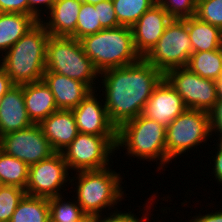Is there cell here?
I'll list each match as a JSON object with an SVG mask.
<instances>
[{
  "label": "cell",
  "mask_w": 222,
  "mask_h": 222,
  "mask_svg": "<svg viewBox=\"0 0 222 222\" xmlns=\"http://www.w3.org/2000/svg\"><path fill=\"white\" fill-rule=\"evenodd\" d=\"M164 74L141 58L133 64L100 73L98 92L110 121L118 128L142 114L145 104ZM101 90H100V88Z\"/></svg>",
  "instance_id": "obj_1"
},
{
  "label": "cell",
  "mask_w": 222,
  "mask_h": 222,
  "mask_svg": "<svg viewBox=\"0 0 222 222\" xmlns=\"http://www.w3.org/2000/svg\"><path fill=\"white\" fill-rule=\"evenodd\" d=\"M113 165L99 170H82L74 172V175L70 174V188L74 189L71 194L76 195L74 199L89 218L118 209L117 204L120 205L127 197L126 189H123L125 187L122 185L125 174L117 173L112 168Z\"/></svg>",
  "instance_id": "obj_2"
},
{
  "label": "cell",
  "mask_w": 222,
  "mask_h": 222,
  "mask_svg": "<svg viewBox=\"0 0 222 222\" xmlns=\"http://www.w3.org/2000/svg\"><path fill=\"white\" fill-rule=\"evenodd\" d=\"M124 149V157L133 160L136 157V161H146L151 165L156 161V172L166 171L167 164L172 163L166 154V127L142 114L117 128L116 152Z\"/></svg>",
  "instance_id": "obj_3"
},
{
  "label": "cell",
  "mask_w": 222,
  "mask_h": 222,
  "mask_svg": "<svg viewBox=\"0 0 222 222\" xmlns=\"http://www.w3.org/2000/svg\"><path fill=\"white\" fill-rule=\"evenodd\" d=\"M50 34L39 21L0 57V66L14 85L34 83L46 71V45Z\"/></svg>",
  "instance_id": "obj_4"
},
{
  "label": "cell",
  "mask_w": 222,
  "mask_h": 222,
  "mask_svg": "<svg viewBox=\"0 0 222 222\" xmlns=\"http://www.w3.org/2000/svg\"><path fill=\"white\" fill-rule=\"evenodd\" d=\"M79 41L99 73L133 64L142 58L136 51L131 28L127 26L103 29Z\"/></svg>",
  "instance_id": "obj_5"
},
{
  "label": "cell",
  "mask_w": 222,
  "mask_h": 222,
  "mask_svg": "<svg viewBox=\"0 0 222 222\" xmlns=\"http://www.w3.org/2000/svg\"><path fill=\"white\" fill-rule=\"evenodd\" d=\"M46 71L81 81L92 91L98 89L100 73L84 53L80 41L74 37L50 36L48 38Z\"/></svg>",
  "instance_id": "obj_6"
},
{
  "label": "cell",
  "mask_w": 222,
  "mask_h": 222,
  "mask_svg": "<svg viewBox=\"0 0 222 222\" xmlns=\"http://www.w3.org/2000/svg\"><path fill=\"white\" fill-rule=\"evenodd\" d=\"M212 138L210 113L204 110L186 109L166 128V154L172 162L195 148H204ZM207 143V144H206ZM199 146V148H198Z\"/></svg>",
  "instance_id": "obj_7"
},
{
  "label": "cell",
  "mask_w": 222,
  "mask_h": 222,
  "mask_svg": "<svg viewBox=\"0 0 222 222\" xmlns=\"http://www.w3.org/2000/svg\"><path fill=\"white\" fill-rule=\"evenodd\" d=\"M116 142L117 135H93L79 132L61 153L70 173L99 170L114 163Z\"/></svg>",
  "instance_id": "obj_8"
},
{
  "label": "cell",
  "mask_w": 222,
  "mask_h": 222,
  "mask_svg": "<svg viewBox=\"0 0 222 222\" xmlns=\"http://www.w3.org/2000/svg\"><path fill=\"white\" fill-rule=\"evenodd\" d=\"M191 54L192 44L186 18L172 19L144 59L165 74L171 69L186 67Z\"/></svg>",
  "instance_id": "obj_9"
},
{
  "label": "cell",
  "mask_w": 222,
  "mask_h": 222,
  "mask_svg": "<svg viewBox=\"0 0 222 222\" xmlns=\"http://www.w3.org/2000/svg\"><path fill=\"white\" fill-rule=\"evenodd\" d=\"M69 174L62 153L55 152L49 158L29 166L25 192L31 196L51 198L64 195L66 191L68 196L66 188L70 185Z\"/></svg>",
  "instance_id": "obj_10"
},
{
  "label": "cell",
  "mask_w": 222,
  "mask_h": 222,
  "mask_svg": "<svg viewBox=\"0 0 222 222\" xmlns=\"http://www.w3.org/2000/svg\"><path fill=\"white\" fill-rule=\"evenodd\" d=\"M164 78L182 97L187 109L211 112L217 101L215 80L202 78L187 67L174 68Z\"/></svg>",
  "instance_id": "obj_11"
},
{
  "label": "cell",
  "mask_w": 222,
  "mask_h": 222,
  "mask_svg": "<svg viewBox=\"0 0 222 222\" xmlns=\"http://www.w3.org/2000/svg\"><path fill=\"white\" fill-rule=\"evenodd\" d=\"M0 150L28 166L37 164L55 153L39 124L0 136Z\"/></svg>",
  "instance_id": "obj_12"
},
{
  "label": "cell",
  "mask_w": 222,
  "mask_h": 222,
  "mask_svg": "<svg viewBox=\"0 0 222 222\" xmlns=\"http://www.w3.org/2000/svg\"><path fill=\"white\" fill-rule=\"evenodd\" d=\"M97 91H92L76 108L72 109L78 132L117 135V127L110 121L104 100Z\"/></svg>",
  "instance_id": "obj_13"
},
{
  "label": "cell",
  "mask_w": 222,
  "mask_h": 222,
  "mask_svg": "<svg viewBox=\"0 0 222 222\" xmlns=\"http://www.w3.org/2000/svg\"><path fill=\"white\" fill-rule=\"evenodd\" d=\"M172 18L157 2L131 27L134 45L144 58L157 44Z\"/></svg>",
  "instance_id": "obj_14"
},
{
  "label": "cell",
  "mask_w": 222,
  "mask_h": 222,
  "mask_svg": "<svg viewBox=\"0 0 222 222\" xmlns=\"http://www.w3.org/2000/svg\"><path fill=\"white\" fill-rule=\"evenodd\" d=\"M186 109L182 97L163 78L145 104L142 115L167 128Z\"/></svg>",
  "instance_id": "obj_15"
},
{
  "label": "cell",
  "mask_w": 222,
  "mask_h": 222,
  "mask_svg": "<svg viewBox=\"0 0 222 222\" xmlns=\"http://www.w3.org/2000/svg\"><path fill=\"white\" fill-rule=\"evenodd\" d=\"M42 80L52 91L57 109L61 110L76 108L92 92L85 83L55 72L45 71Z\"/></svg>",
  "instance_id": "obj_16"
},
{
  "label": "cell",
  "mask_w": 222,
  "mask_h": 222,
  "mask_svg": "<svg viewBox=\"0 0 222 222\" xmlns=\"http://www.w3.org/2000/svg\"><path fill=\"white\" fill-rule=\"evenodd\" d=\"M25 107L23 85H14L0 104V136L32 126Z\"/></svg>",
  "instance_id": "obj_17"
},
{
  "label": "cell",
  "mask_w": 222,
  "mask_h": 222,
  "mask_svg": "<svg viewBox=\"0 0 222 222\" xmlns=\"http://www.w3.org/2000/svg\"><path fill=\"white\" fill-rule=\"evenodd\" d=\"M54 152L61 153L78 135L72 110L58 109L40 124Z\"/></svg>",
  "instance_id": "obj_18"
},
{
  "label": "cell",
  "mask_w": 222,
  "mask_h": 222,
  "mask_svg": "<svg viewBox=\"0 0 222 222\" xmlns=\"http://www.w3.org/2000/svg\"><path fill=\"white\" fill-rule=\"evenodd\" d=\"M81 5V0H57L40 22L50 36L76 39V25Z\"/></svg>",
  "instance_id": "obj_19"
},
{
  "label": "cell",
  "mask_w": 222,
  "mask_h": 222,
  "mask_svg": "<svg viewBox=\"0 0 222 222\" xmlns=\"http://www.w3.org/2000/svg\"><path fill=\"white\" fill-rule=\"evenodd\" d=\"M25 107L33 124H40L57 109L54 96L43 80L23 84Z\"/></svg>",
  "instance_id": "obj_20"
},
{
  "label": "cell",
  "mask_w": 222,
  "mask_h": 222,
  "mask_svg": "<svg viewBox=\"0 0 222 222\" xmlns=\"http://www.w3.org/2000/svg\"><path fill=\"white\" fill-rule=\"evenodd\" d=\"M37 23L32 15L0 12V57Z\"/></svg>",
  "instance_id": "obj_21"
},
{
  "label": "cell",
  "mask_w": 222,
  "mask_h": 222,
  "mask_svg": "<svg viewBox=\"0 0 222 222\" xmlns=\"http://www.w3.org/2000/svg\"><path fill=\"white\" fill-rule=\"evenodd\" d=\"M192 53L222 48V30L192 16L186 18Z\"/></svg>",
  "instance_id": "obj_22"
},
{
  "label": "cell",
  "mask_w": 222,
  "mask_h": 222,
  "mask_svg": "<svg viewBox=\"0 0 222 222\" xmlns=\"http://www.w3.org/2000/svg\"><path fill=\"white\" fill-rule=\"evenodd\" d=\"M186 67L202 78L218 79L222 75V48L192 53Z\"/></svg>",
  "instance_id": "obj_23"
},
{
  "label": "cell",
  "mask_w": 222,
  "mask_h": 222,
  "mask_svg": "<svg viewBox=\"0 0 222 222\" xmlns=\"http://www.w3.org/2000/svg\"><path fill=\"white\" fill-rule=\"evenodd\" d=\"M10 222H50L48 198L25 194Z\"/></svg>",
  "instance_id": "obj_24"
},
{
  "label": "cell",
  "mask_w": 222,
  "mask_h": 222,
  "mask_svg": "<svg viewBox=\"0 0 222 222\" xmlns=\"http://www.w3.org/2000/svg\"><path fill=\"white\" fill-rule=\"evenodd\" d=\"M72 197L61 195L48 198L50 222H85L89 218Z\"/></svg>",
  "instance_id": "obj_25"
},
{
  "label": "cell",
  "mask_w": 222,
  "mask_h": 222,
  "mask_svg": "<svg viewBox=\"0 0 222 222\" xmlns=\"http://www.w3.org/2000/svg\"><path fill=\"white\" fill-rule=\"evenodd\" d=\"M29 166L21 160L0 150V185L26 189Z\"/></svg>",
  "instance_id": "obj_26"
},
{
  "label": "cell",
  "mask_w": 222,
  "mask_h": 222,
  "mask_svg": "<svg viewBox=\"0 0 222 222\" xmlns=\"http://www.w3.org/2000/svg\"><path fill=\"white\" fill-rule=\"evenodd\" d=\"M120 26L132 27L157 0H112Z\"/></svg>",
  "instance_id": "obj_27"
},
{
  "label": "cell",
  "mask_w": 222,
  "mask_h": 222,
  "mask_svg": "<svg viewBox=\"0 0 222 222\" xmlns=\"http://www.w3.org/2000/svg\"><path fill=\"white\" fill-rule=\"evenodd\" d=\"M103 30L99 21L98 9L95 5L82 2L76 25V39L80 40L88 35Z\"/></svg>",
  "instance_id": "obj_28"
},
{
  "label": "cell",
  "mask_w": 222,
  "mask_h": 222,
  "mask_svg": "<svg viewBox=\"0 0 222 222\" xmlns=\"http://www.w3.org/2000/svg\"><path fill=\"white\" fill-rule=\"evenodd\" d=\"M25 194V190L20 187L0 185V222H10Z\"/></svg>",
  "instance_id": "obj_29"
},
{
  "label": "cell",
  "mask_w": 222,
  "mask_h": 222,
  "mask_svg": "<svg viewBox=\"0 0 222 222\" xmlns=\"http://www.w3.org/2000/svg\"><path fill=\"white\" fill-rule=\"evenodd\" d=\"M195 17L222 30V0H197Z\"/></svg>",
  "instance_id": "obj_30"
},
{
  "label": "cell",
  "mask_w": 222,
  "mask_h": 222,
  "mask_svg": "<svg viewBox=\"0 0 222 222\" xmlns=\"http://www.w3.org/2000/svg\"><path fill=\"white\" fill-rule=\"evenodd\" d=\"M172 19L195 16L197 0H157Z\"/></svg>",
  "instance_id": "obj_31"
},
{
  "label": "cell",
  "mask_w": 222,
  "mask_h": 222,
  "mask_svg": "<svg viewBox=\"0 0 222 222\" xmlns=\"http://www.w3.org/2000/svg\"><path fill=\"white\" fill-rule=\"evenodd\" d=\"M152 195H151V197L149 196V198H147V200H146V202L142 205L143 206V208H142V210L141 211H143V212H140V211H138L139 213H142V215L141 214H139V216H140V218H139V216L138 215H136V213L134 214L132 211H129L130 209L128 208V212H126V211H122V222H150L151 221V219L153 220V221H151V222H161L160 220H158V219H160L159 217L161 216V215H159L158 214V218H157V220L155 221L154 219H153V217L152 216H154L155 214H151V212H154L153 210L155 209V207H157L156 205L154 206V208L152 207L154 204H155V202H156V199L157 198H159V199H161L162 200V198H160L159 196L160 195H156L157 193H155L154 194V192L153 193H151ZM157 197V198H156ZM153 198H155V199H153ZM149 204V205H148ZM145 206V207H144ZM153 208V209H152ZM144 209V210H143ZM152 210V211H151ZM149 211V212H148ZM152 215V216H151ZM143 216V217H142ZM151 217V218H150Z\"/></svg>",
  "instance_id": "obj_32"
},
{
  "label": "cell",
  "mask_w": 222,
  "mask_h": 222,
  "mask_svg": "<svg viewBox=\"0 0 222 222\" xmlns=\"http://www.w3.org/2000/svg\"><path fill=\"white\" fill-rule=\"evenodd\" d=\"M95 9H98L99 21L103 29L120 26L117 21L112 0H104L96 4Z\"/></svg>",
  "instance_id": "obj_33"
},
{
  "label": "cell",
  "mask_w": 222,
  "mask_h": 222,
  "mask_svg": "<svg viewBox=\"0 0 222 222\" xmlns=\"http://www.w3.org/2000/svg\"><path fill=\"white\" fill-rule=\"evenodd\" d=\"M56 1L57 0H28L29 15H32L38 22L41 21Z\"/></svg>",
  "instance_id": "obj_34"
},
{
  "label": "cell",
  "mask_w": 222,
  "mask_h": 222,
  "mask_svg": "<svg viewBox=\"0 0 222 222\" xmlns=\"http://www.w3.org/2000/svg\"><path fill=\"white\" fill-rule=\"evenodd\" d=\"M214 145L215 147V151L213 152L215 154H213V156L210 157L209 161L213 162V164L210 162V164L212 165V172L210 174V176H213L216 180H214V182L216 181L218 183V185H222V141L218 140V142L215 144H213V149H214ZM212 158V160H211Z\"/></svg>",
  "instance_id": "obj_35"
},
{
  "label": "cell",
  "mask_w": 222,
  "mask_h": 222,
  "mask_svg": "<svg viewBox=\"0 0 222 222\" xmlns=\"http://www.w3.org/2000/svg\"><path fill=\"white\" fill-rule=\"evenodd\" d=\"M0 12L29 15L28 0H0Z\"/></svg>",
  "instance_id": "obj_36"
},
{
  "label": "cell",
  "mask_w": 222,
  "mask_h": 222,
  "mask_svg": "<svg viewBox=\"0 0 222 222\" xmlns=\"http://www.w3.org/2000/svg\"><path fill=\"white\" fill-rule=\"evenodd\" d=\"M211 132L213 139L222 141V101L217 102L215 108L210 112ZM218 138V139H217Z\"/></svg>",
  "instance_id": "obj_37"
},
{
  "label": "cell",
  "mask_w": 222,
  "mask_h": 222,
  "mask_svg": "<svg viewBox=\"0 0 222 222\" xmlns=\"http://www.w3.org/2000/svg\"><path fill=\"white\" fill-rule=\"evenodd\" d=\"M205 212V213H204ZM195 216L191 217L189 216L188 221L189 222H222V208L219 207V210H212V212L207 210H203V213L201 214V212H199L197 214V212H195ZM187 220H185L184 222H186ZM187 221V222H188ZM179 222V220H178Z\"/></svg>",
  "instance_id": "obj_38"
},
{
  "label": "cell",
  "mask_w": 222,
  "mask_h": 222,
  "mask_svg": "<svg viewBox=\"0 0 222 222\" xmlns=\"http://www.w3.org/2000/svg\"><path fill=\"white\" fill-rule=\"evenodd\" d=\"M107 214V216L105 215ZM93 222H122V211L115 209L92 217Z\"/></svg>",
  "instance_id": "obj_39"
},
{
  "label": "cell",
  "mask_w": 222,
  "mask_h": 222,
  "mask_svg": "<svg viewBox=\"0 0 222 222\" xmlns=\"http://www.w3.org/2000/svg\"><path fill=\"white\" fill-rule=\"evenodd\" d=\"M14 84L10 77L6 74V71L0 66V93H7Z\"/></svg>",
  "instance_id": "obj_40"
},
{
  "label": "cell",
  "mask_w": 222,
  "mask_h": 222,
  "mask_svg": "<svg viewBox=\"0 0 222 222\" xmlns=\"http://www.w3.org/2000/svg\"><path fill=\"white\" fill-rule=\"evenodd\" d=\"M217 101H222V75L215 80Z\"/></svg>",
  "instance_id": "obj_41"
},
{
  "label": "cell",
  "mask_w": 222,
  "mask_h": 222,
  "mask_svg": "<svg viewBox=\"0 0 222 222\" xmlns=\"http://www.w3.org/2000/svg\"><path fill=\"white\" fill-rule=\"evenodd\" d=\"M82 2L84 3H88V4H93V5H96L104 0H81Z\"/></svg>",
  "instance_id": "obj_42"
},
{
  "label": "cell",
  "mask_w": 222,
  "mask_h": 222,
  "mask_svg": "<svg viewBox=\"0 0 222 222\" xmlns=\"http://www.w3.org/2000/svg\"><path fill=\"white\" fill-rule=\"evenodd\" d=\"M5 94H6V93H0V104H1L2 97H3Z\"/></svg>",
  "instance_id": "obj_43"
},
{
  "label": "cell",
  "mask_w": 222,
  "mask_h": 222,
  "mask_svg": "<svg viewBox=\"0 0 222 222\" xmlns=\"http://www.w3.org/2000/svg\"><path fill=\"white\" fill-rule=\"evenodd\" d=\"M85 222H93L92 218H88Z\"/></svg>",
  "instance_id": "obj_44"
}]
</instances>
